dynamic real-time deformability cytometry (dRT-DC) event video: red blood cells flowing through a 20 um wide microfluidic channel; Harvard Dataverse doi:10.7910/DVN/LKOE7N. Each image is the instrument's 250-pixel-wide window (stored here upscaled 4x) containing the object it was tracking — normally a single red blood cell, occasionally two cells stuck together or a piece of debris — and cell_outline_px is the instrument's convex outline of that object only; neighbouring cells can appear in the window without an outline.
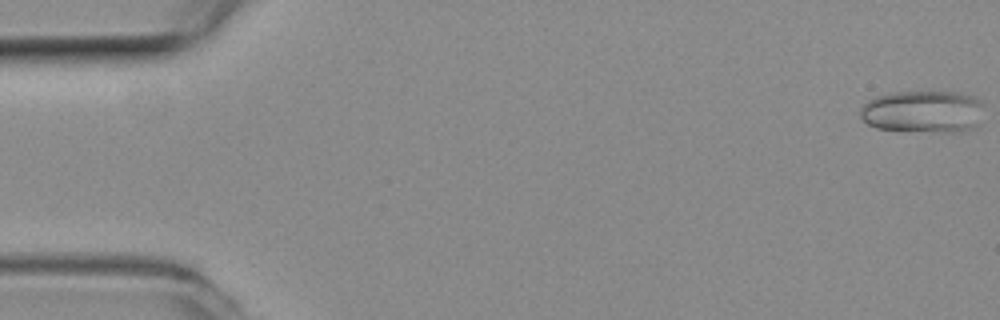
{"species": "common noctule bat (a hibernating species)", "species_latin": "Nyctalus noctula", "temperature_condition": "room temperature", "stored_images_in_passage": 8, "camera_frame_rate_fps": 3000, "um_per_image_px": 0.085, "animal": {"sex": "female", "body_mass_g": 19.3, "forearm_length_mm": 54.1}, "frame": {"image": 1, "passage_image": 1, "time_ms": 0.0, "image_size_px": [1000, 320], "cell_outline_px": [[984, 104], [976, 128], [960, 132], [940, 132], [876, 128], [868, 124], [860, 116], [860, 108], [868, 100], [876, 96], [892, 92], [932, 88], [960, 92], [972, 96], [980, 100]], "centroid_in_image_um": [78.49, 9.43], "position_along_channel_um": 6.5, "area_um2": 31.62}}